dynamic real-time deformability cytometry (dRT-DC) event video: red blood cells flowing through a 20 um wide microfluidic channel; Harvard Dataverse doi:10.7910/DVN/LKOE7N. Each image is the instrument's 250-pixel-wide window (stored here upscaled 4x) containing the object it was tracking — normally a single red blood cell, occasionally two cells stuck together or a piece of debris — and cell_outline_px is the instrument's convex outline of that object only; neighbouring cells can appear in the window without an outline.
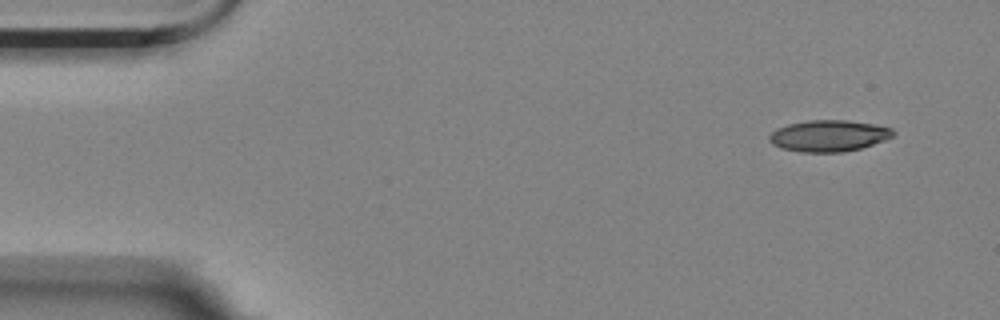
{"species": "Egyptian fruit bat (a non-hibernating species)", "species_latin": "Rousettus aegyptiacus", "temperature_condition": "room temperature", "stored_images_in_passage": 9, "camera_frame_rate_fps": 3000, "um_per_image_px": 0.085, "animal": {"sex": "female"}, "frame": {"image": 1, "passage_image": 1, "time_ms": 0.0, "image_size_px": [1000, 320], "cell_outline_px": [[896, 132], [892, 136], [884, 140], [860, 148], [844, 152], [800, 152], [780, 148], [772, 144], [768, 140], [768, 136], [776, 128], [788, 124], [808, 120], [848, 120], [872, 124], [892, 128]], "centroid_in_image_um": [70.4, 11.54], "position_along_channel_um": 14.6, "area_um2": 22.72}}
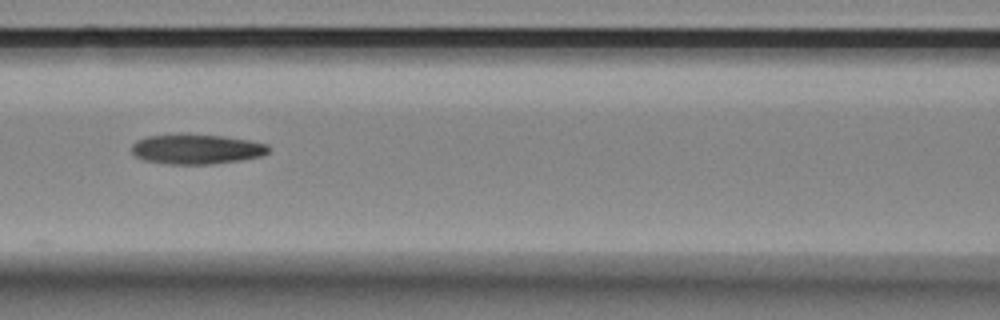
{"frame": {"image": 2, "passage_image": 7, "time_ms": 2.0, "image_size_px": [1000, 320], "cell_outline_px": [[268, 152], [264, 156], [240, 160], [208, 164], [168, 164], [144, 160], [136, 156], [132, 152], [132, 144], [136, 140], [148, 136], [224, 136], [248, 140], [268, 144]], "centroid_in_image_um": [16.73, 12.7], "position_along_channel_um": 149.9, "area_um2": 23.18}}
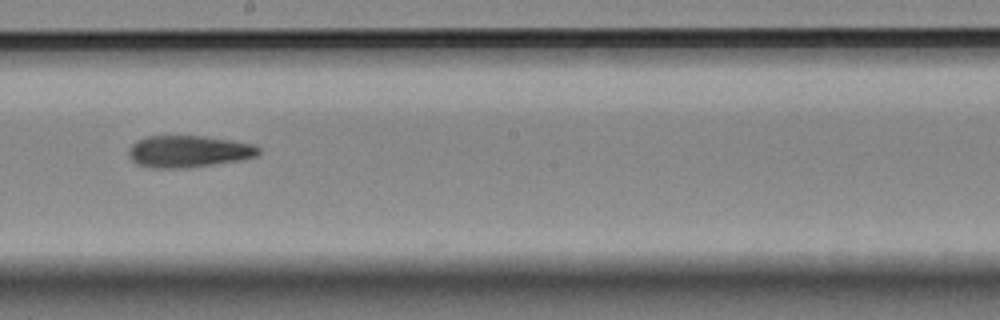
{"frame": {"image": 3, "passage_image": 9, "time_ms": 2.667, "image_size_px": [1000, 320], "cell_outline_px": [[260, 152], [256, 156], [240, 160], [184, 168], [152, 168], [136, 164], [128, 156], [128, 148], [136, 140], [148, 136], [204, 136], [232, 140], [256, 144], [260, 148]], "centroid_in_image_um": [16.01, 12.86], "position_along_channel_um": 232.2, "area_um2": 24.28}}